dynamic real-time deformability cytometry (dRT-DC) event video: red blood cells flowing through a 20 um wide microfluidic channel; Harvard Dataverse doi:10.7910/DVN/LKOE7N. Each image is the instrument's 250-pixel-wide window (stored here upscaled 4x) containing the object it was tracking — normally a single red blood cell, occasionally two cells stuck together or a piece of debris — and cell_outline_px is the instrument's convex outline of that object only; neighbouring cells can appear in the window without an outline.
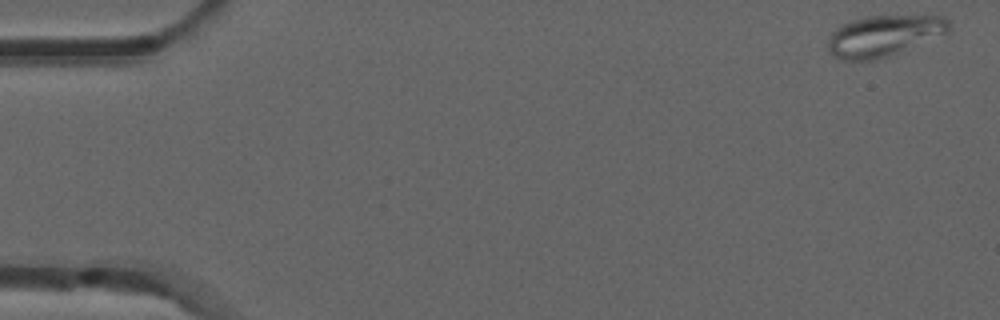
{"species": "common noctule bat (a hibernating species)", "species_latin": "Nyctalus noctula", "temperature_condition": "room temperature", "stored_images_in_passage": 5, "camera_frame_rate_fps": 3000, "um_per_image_px": 0.085, "animal": {"sex": "male", "forearm_length_mm": 52.5}, "frame": {"image": 1, "passage_image": 1, "time_ms": 0.0, "image_size_px": [1000, 320], "cell_outline_px": [[952, 32], [900, 52], [876, 60], [844, 60], [832, 56], [828, 52], [828, 36], [840, 24], [852, 20], [868, 16], [924, 12], [944, 16], [948, 20]], "centroid_in_image_um": [75.22, 2.98], "position_along_channel_um": 9.8, "area_um2": 30.4}}